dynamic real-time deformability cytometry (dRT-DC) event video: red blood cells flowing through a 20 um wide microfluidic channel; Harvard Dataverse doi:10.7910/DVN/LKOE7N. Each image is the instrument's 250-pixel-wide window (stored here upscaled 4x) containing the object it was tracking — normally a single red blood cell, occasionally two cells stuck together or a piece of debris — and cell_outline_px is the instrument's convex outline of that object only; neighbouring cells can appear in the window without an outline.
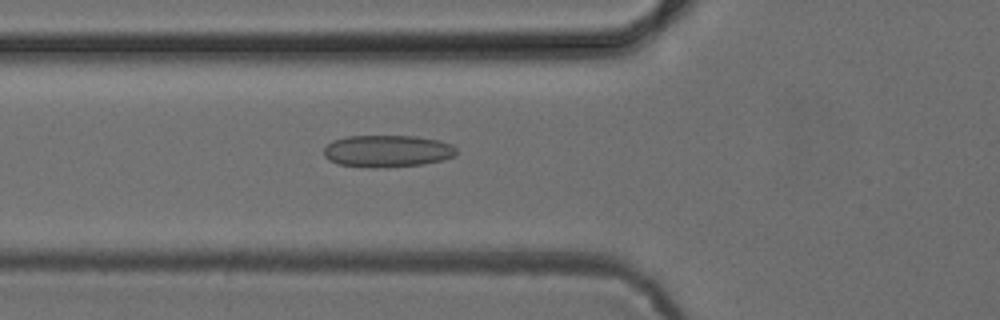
{"species": "common noctule bat (a hibernating species)", "species_latin": "Nyctalus noctula", "temperature_condition": "cold", "stored_images_in_passage": 45, "camera_frame_rate_fps": 3000, "um_per_image_px": 0.085, "animal": {"sex": "female", "body_mass_g": 24.6, "forearm_length_mm": 56.2}, "frame": {"image": 1, "passage_image": 14, "time_ms": 4.333, "image_size_px": [1000, 320], "cell_outline_px": [[456, 156], [424, 164], [372, 168], [336, 164], [328, 160], [324, 156], [324, 148], [332, 140], [348, 136], [416, 136], [440, 140], [452, 144], [456, 148]], "centroid_in_image_um": [32.91, 12.84], "position_along_channel_um": 92.9, "area_um2": 24.91}}
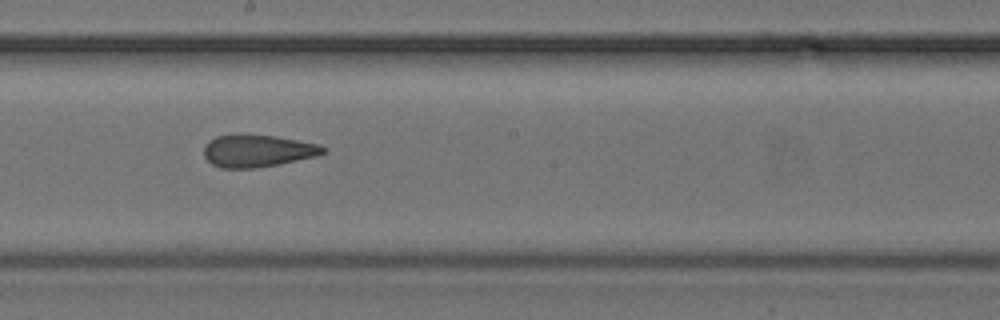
{"frame": {"image": 2, "passage_image": 24, "time_ms": 7.667, "image_size_px": [1000, 320], "cell_outline_px": [[328, 148], [324, 152], [316, 156], [280, 164], [256, 168], [220, 168], [212, 164], [204, 156], [204, 144], [208, 140], [216, 136], [276, 136], [320, 144]], "centroid_in_image_um": [21.91, 12.84], "position_along_channel_um": 226.3, "area_um2": 22.2}}
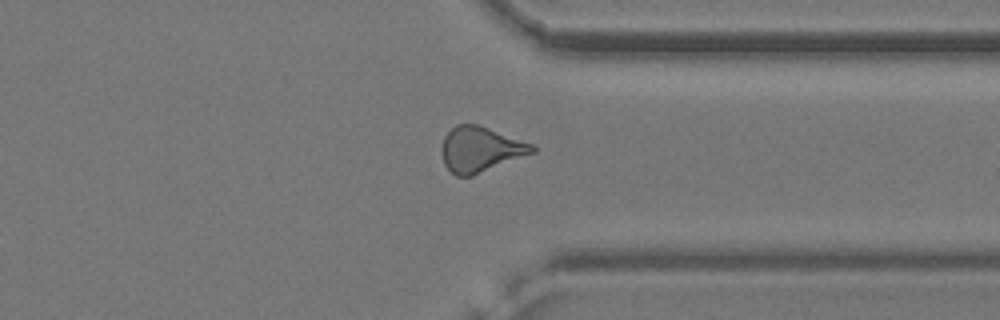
{"frame": {"image": 3, "passage_image": 35, "time_ms": 11.333, "image_size_px": [1000, 320], "cell_outline_px": [[536, 152], [472, 176], [456, 176], [444, 164], [444, 136], [456, 124], [476, 124], [532, 144], [536, 148]], "centroid_in_image_um": [40.86, 12.71], "position_along_channel_um": 370.5, "area_um2": 23.29}}